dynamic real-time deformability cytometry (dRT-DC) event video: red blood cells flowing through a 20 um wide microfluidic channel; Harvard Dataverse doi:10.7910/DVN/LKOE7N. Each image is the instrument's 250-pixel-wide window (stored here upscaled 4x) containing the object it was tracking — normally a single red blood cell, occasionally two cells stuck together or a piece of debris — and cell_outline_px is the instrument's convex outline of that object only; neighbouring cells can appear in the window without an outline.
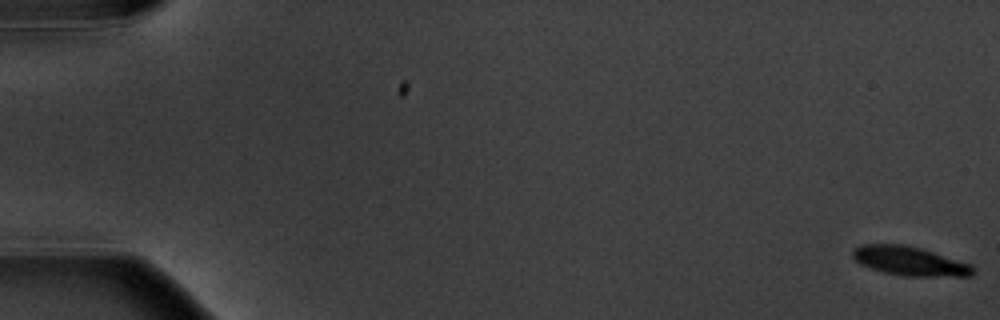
{"species": "common noctule bat (a hibernating species)", "species_latin": "Nyctalus noctula", "temperature_condition": "warm", "stored_images_in_passage": 7, "camera_frame_rate_fps": 3000, "um_per_image_px": 0.085, "animal": {"sex": "male", "body_mass_g": 20.1, "forearm_length_mm": 53.5}, "frame": {"image": 1, "passage_image": 1, "time_ms": 0.0, "image_size_px": [1000, 320], "cell_outline_px": [[976, 272], [972, 276], [900, 276], [884, 272], [860, 264], [852, 256], [852, 248], [860, 244], [904, 244], [920, 248], [972, 264], [976, 268]], "centroid_in_image_um": [77.34, 22.19], "position_along_channel_um": 7.7, "area_um2": 20.58}}